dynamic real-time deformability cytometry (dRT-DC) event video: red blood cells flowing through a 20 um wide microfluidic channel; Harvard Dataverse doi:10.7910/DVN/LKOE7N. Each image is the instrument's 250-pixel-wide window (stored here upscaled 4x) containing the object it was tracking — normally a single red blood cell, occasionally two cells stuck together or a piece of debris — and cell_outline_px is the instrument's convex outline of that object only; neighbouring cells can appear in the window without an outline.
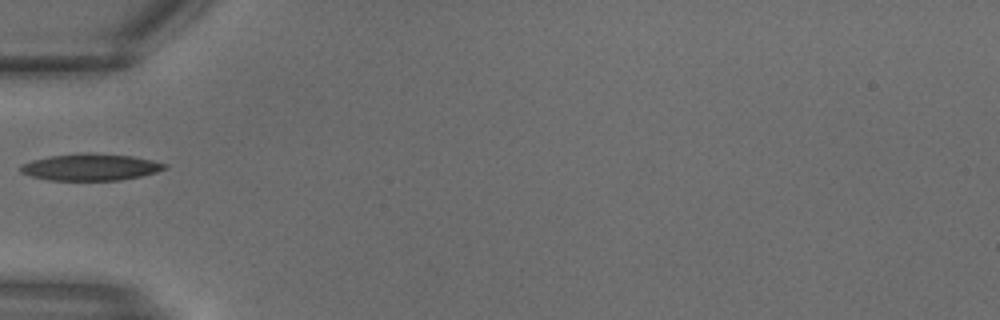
{"species": "common noctule bat (a hibernating species)", "species_latin": "Nyctalus noctula", "temperature_condition": "warm", "stored_images_in_passage": 20, "camera_frame_rate_fps": 3000, "um_per_image_px": 0.085, "animal": {"sex": "male", "body_mass_g": 18.8}, "frame": {"image": 1, "passage_image": 1, "time_ms": 0.0, "image_size_px": [1000, 320], "cell_outline_px": [[168, 168], [156, 172], [140, 176], [120, 180], [48, 180], [32, 176], [20, 172], [20, 164], [32, 160], [48, 156], [80, 152], [92, 152], [132, 156], [152, 160], [168, 164]], "centroid_in_image_um": [7.69, 14.19], "position_along_channel_um": 77.3, "area_um2": 22.72}}
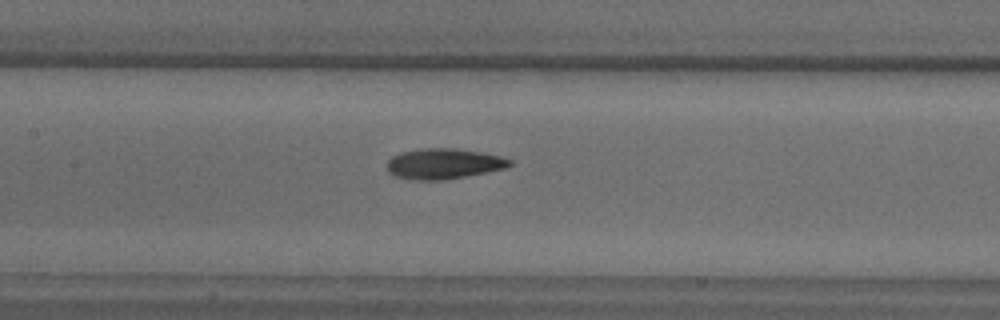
{"frame": {"image": 2, "passage_image": 5, "time_ms": 1.333, "image_size_px": [1000, 320], "cell_outline_px": [[512, 164], [508, 168], [444, 180], [412, 180], [392, 176], [388, 172], [388, 160], [392, 156], [400, 152], [420, 148], [452, 148], [480, 152], [504, 156], [512, 160]], "centroid_in_image_um": [37.71, 13.92], "position_along_channel_um": 169.7, "area_um2": 22.08}}
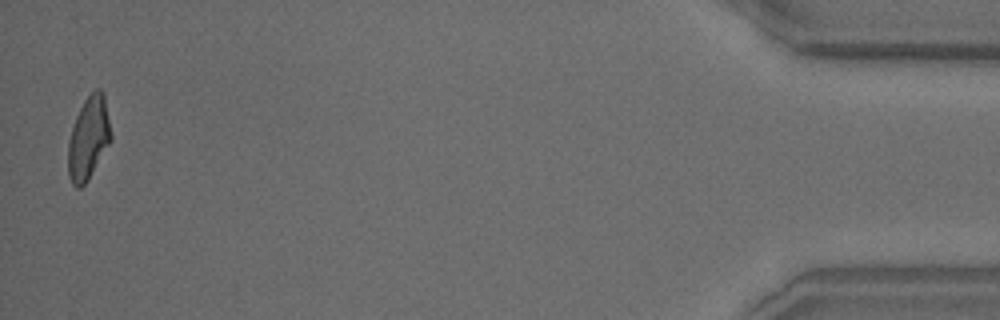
{"frame": {"image": 3, "passage_image": 20, "time_ms": 6.333, "image_size_px": [1000, 320], "cell_outline_px": [[112, 140], [88, 180], [80, 188], [76, 188], [72, 184], [68, 176], [68, 144], [72, 128], [76, 116], [84, 100], [96, 88], [100, 88], [104, 92], [112, 132]], "centroid_in_image_um": [7.54, 11.74], "position_along_channel_um": 427.7, "area_um2": 20.92}}